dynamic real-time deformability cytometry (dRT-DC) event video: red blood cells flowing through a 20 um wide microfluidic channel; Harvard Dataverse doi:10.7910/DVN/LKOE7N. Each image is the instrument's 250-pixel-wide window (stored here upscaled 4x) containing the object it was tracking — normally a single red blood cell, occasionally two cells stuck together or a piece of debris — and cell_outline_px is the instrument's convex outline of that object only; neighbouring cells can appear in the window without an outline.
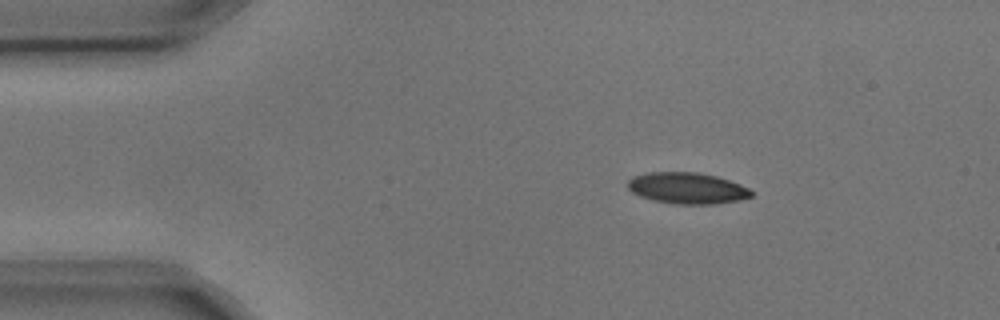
{"species": "common noctule bat (a hibernating species)", "species_latin": "Nyctalus noctula", "temperature_condition": "cold", "stored_images_in_passage": 3, "camera_frame_rate_fps": 3000, "um_per_image_px": 0.085, "animal": {"sex": "male", "body_mass_g": 17.9, "forearm_length_mm": 54.2}, "frame": {"image": 1, "passage_image": 1, "time_ms": 0.0, "image_size_px": [1000, 320], "cell_outline_px": [[752, 196], [736, 200], [712, 204], [676, 204], [652, 200], [640, 196], [632, 192], [628, 188], [628, 180], [632, 176], [648, 172], [696, 172], [716, 176], [740, 184], [748, 188], [752, 192]], "centroid_in_image_um": [58.36, 15.98], "position_along_channel_um": 26.6, "area_um2": 22.37}}
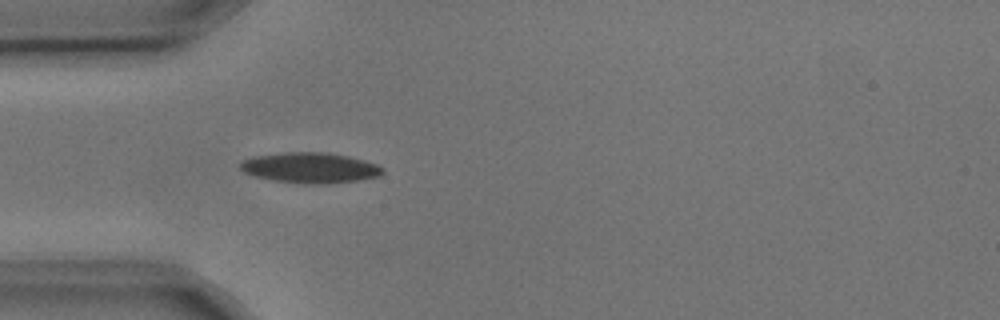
{"frame": {"image": 2, "passage_image": 3, "time_ms": 0.667, "image_size_px": [1000, 320], "cell_outline_px": [[384, 172], [380, 176], [356, 180], [328, 184], [300, 184], [272, 180], [256, 176], [244, 172], [240, 168], [240, 160], [252, 156], [284, 152], [328, 152], [348, 156], [364, 160], [376, 164], [384, 168]], "centroid_in_image_um": [26.34, 14.26], "position_along_channel_um": 58.7, "area_um2": 25.55}}